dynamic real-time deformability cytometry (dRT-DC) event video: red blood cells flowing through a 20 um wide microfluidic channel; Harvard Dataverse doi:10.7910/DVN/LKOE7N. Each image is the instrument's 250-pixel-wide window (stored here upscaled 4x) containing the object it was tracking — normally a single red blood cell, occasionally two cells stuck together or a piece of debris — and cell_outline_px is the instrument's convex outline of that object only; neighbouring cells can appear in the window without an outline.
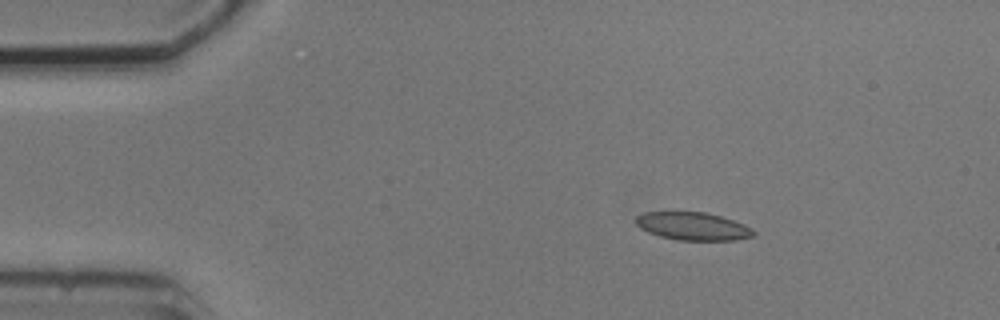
{"species": "common noctule bat (a hibernating species)", "species_latin": "Nyctalus noctula", "temperature_condition": "cold", "stored_images_in_passage": 4, "camera_frame_rate_fps": 3000, "um_per_image_px": 0.085, "animal": {"sex": "male", "body_mass_g": 20.5, "forearm_length_mm": 52.5}, "frame": {"image": 1, "passage_image": 2, "time_ms": 1.333, "image_size_px": [1000, 320], "cell_outline_px": [[756, 236], [736, 240], [676, 240], [660, 236], [648, 232], [640, 228], [636, 224], [636, 216], [644, 212], [704, 212], [720, 216], [744, 224], [752, 228], [756, 232]], "centroid_in_image_um": [58.92, 19.24], "position_along_channel_um": 26.1, "area_um2": 19.19}}